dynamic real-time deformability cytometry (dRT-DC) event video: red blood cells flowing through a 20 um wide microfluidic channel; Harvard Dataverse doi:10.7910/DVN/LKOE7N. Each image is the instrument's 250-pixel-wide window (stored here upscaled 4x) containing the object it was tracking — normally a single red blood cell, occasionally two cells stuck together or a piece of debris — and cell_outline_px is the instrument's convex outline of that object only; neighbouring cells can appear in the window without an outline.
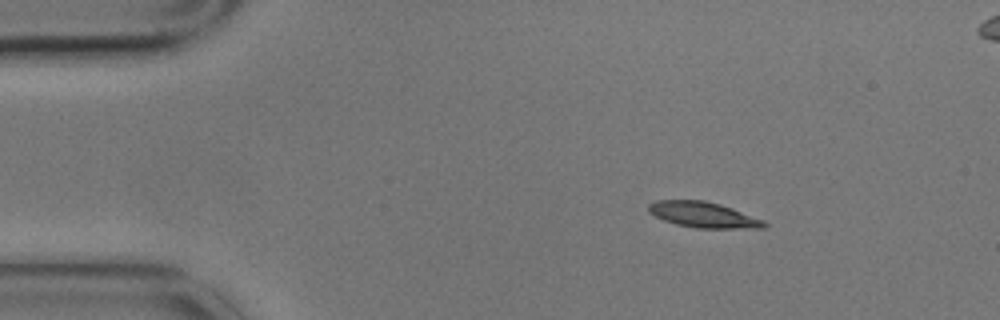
{"species": "common noctule bat (a hibernating species)", "species_latin": "Nyctalus noctula", "temperature_condition": "cold", "stored_images_in_passage": 3, "camera_frame_rate_fps": 3000, "um_per_image_px": 0.085, "animal": {"sex": "male", "body_mass_g": 17.9}, "frame": {"image": 1, "passage_image": 1, "time_ms": 0.0, "image_size_px": [1000, 320], "cell_outline_px": [[768, 224], [764, 228], [696, 228], [676, 224], [664, 220], [648, 212], [648, 204], [656, 200], [704, 200], [720, 204], [732, 208], [764, 220]], "centroid_in_image_um": [59.78, 18.25], "position_along_channel_um": 25.2, "area_um2": 17.28}}